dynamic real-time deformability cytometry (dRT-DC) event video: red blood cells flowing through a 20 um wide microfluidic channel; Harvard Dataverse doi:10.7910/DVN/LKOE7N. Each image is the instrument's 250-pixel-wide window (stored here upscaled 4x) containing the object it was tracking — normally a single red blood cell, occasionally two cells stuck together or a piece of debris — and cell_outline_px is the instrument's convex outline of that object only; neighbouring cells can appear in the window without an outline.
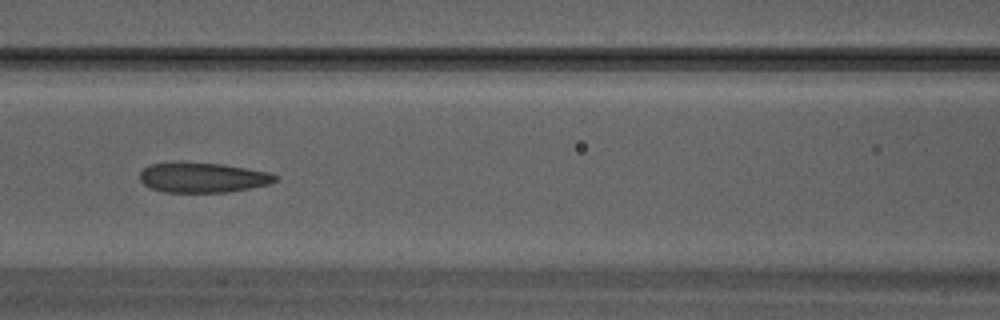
{"species": "Egyptian fruit bat (a non-hibernating species)", "species_latin": "Rousettus aegyptiacus", "temperature_condition": "warm", "stored_images_in_passage": 31, "camera_frame_rate_fps": 3000, "um_per_image_px": 0.085, "animal": {"sex": "male"}, "frame": {"image": 1, "passage_image": 14, "time_ms": 4.333, "image_size_px": [1000, 320], "cell_outline_px": [[280, 176], [276, 180], [268, 184], [248, 188], [224, 192], [164, 192], [152, 188], [144, 184], [140, 180], [140, 172], [148, 164], [224, 164], [272, 172]], "centroid_in_image_um": [17.29, 15.1], "position_along_channel_um": 149.3, "area_um2": 23.12}}